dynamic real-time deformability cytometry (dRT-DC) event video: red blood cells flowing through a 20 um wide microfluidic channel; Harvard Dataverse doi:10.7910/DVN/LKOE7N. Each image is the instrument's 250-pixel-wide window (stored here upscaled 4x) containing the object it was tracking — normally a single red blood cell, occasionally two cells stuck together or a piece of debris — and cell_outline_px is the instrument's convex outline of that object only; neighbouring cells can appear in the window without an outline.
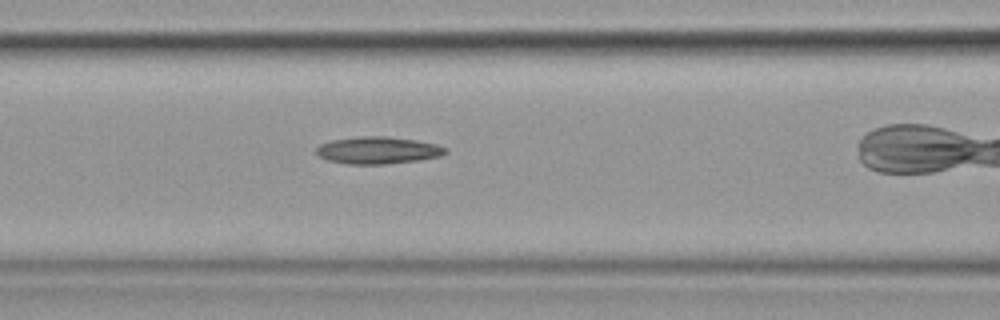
{"species": "common noctule bat (a hibernating species)", "species_latin": "Nyctalus noctula", "temperature_condition": "cold", "stored_images_in_passage": 37, "camera_frame_rate_fps": 3000, "um_per_image_px": 0.085, "animal": {"sex": "female", "body_mass_g": 19.9}, "frame": {"image": 1, "passage_image": 15, "time_ms": 4.667, "image_size_px": [1000, 320], "cell_outline_px": [[448, 152], [440, 156], [420, 160], [384, 164], [348, 164], [328, 160], [320, 156], [316, 152], [316, 148], [320, 144], [332, 140], [360, 136], [388, 136], [416, 140], [436, 144], [448, 148]], "centroid_in_image_um": [32.15, 12.77], "position_along_channel_um": 134.4, "area_um2": 20.46}}
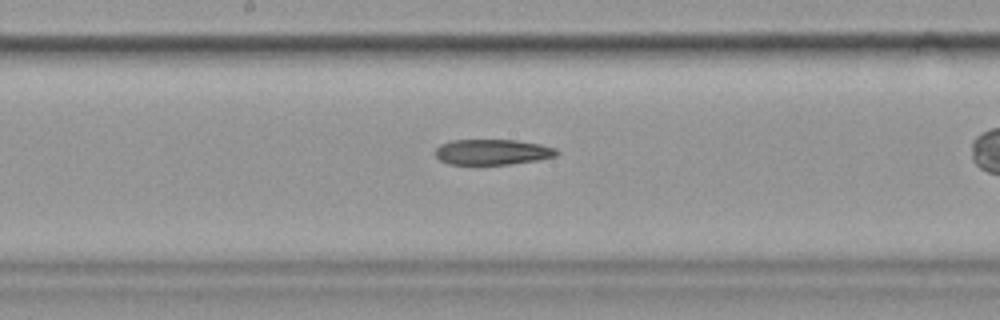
{"frame": {"image": 2, "passage_image": 21, "time_ms": 6.667, "image_size_px": [1000, 320], "cell_outline_px": [[560, 152], [556, 156], [536, 160], [508, 164], [448, 164], [440, 160], [436, 156], [436, 148], [440, 144], [452, 140], [516, 140], [540, 144], [556, 148]], "centroid_in_image_um": [41.86, 12.91], "position_along_channel_um": 206.3, "area_um2": 17.98}}
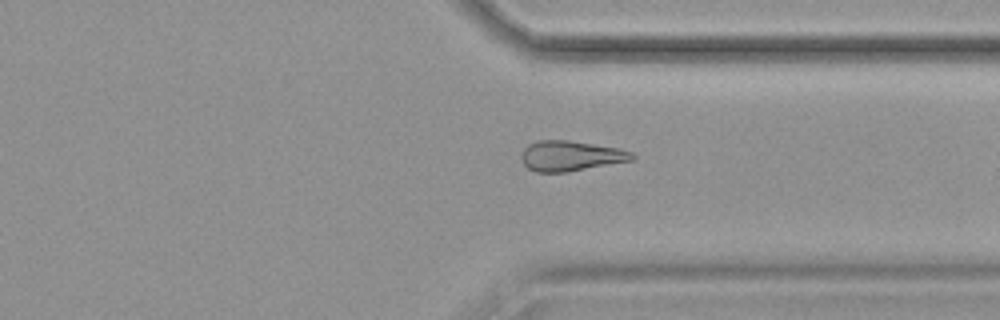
{"frame": {"image": 3, "passage_image": 34, "time_ms": 11.0, "image_size_px": [1000, 320], "cell_outline_px": [[636, 160], [568, 172], [536, 172], [528, 168], [520, 160], [520, 156], [524, 148], [528, 144], [536, 140], [568, 140], [620, 148], [632, 152], [636, 156]], "centroid_in_image_um": [48.53, 13.25], "position_along_channel_um": 362.9, "area_um2": 19.88}}